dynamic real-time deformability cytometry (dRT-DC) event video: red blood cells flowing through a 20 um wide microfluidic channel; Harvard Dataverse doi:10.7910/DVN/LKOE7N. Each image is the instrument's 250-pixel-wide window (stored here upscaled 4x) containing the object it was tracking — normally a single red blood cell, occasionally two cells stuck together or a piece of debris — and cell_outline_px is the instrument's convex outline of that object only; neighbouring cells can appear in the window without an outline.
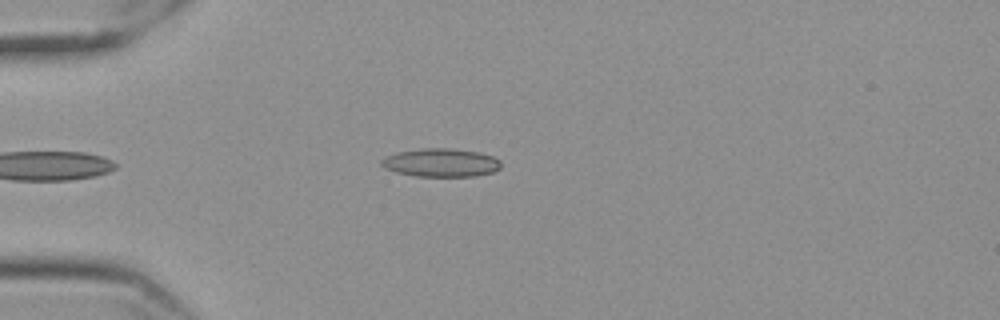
{"species": "Egyptian fruit bat (a non-hibernating species)", "species_latin": "Rousettus aegyptiacus", "temperature_condition": "cold", "stored_images_in_passage": 40, "camera_frame_rate_fps": 3000, "um_per_image_px": 0.085, "frame": {"image": 1, "passage_image": 2, "time_ms": 0.333, "image_size_px": [1000, 320], "cell_outline_px": [[500, 168], [492, 172], [476, 176], [416, 176], [396, 172], [384, 168], [380, 164], [380, 160], [388, 156], [400, 152], [424, 148], [448, 148], [476, 152], [492, 156], [500, 160]], "centroid_in_image_um": [37.47, 13.83], "position_along_channel_um": 47.5, "area_um2": 19.48}}
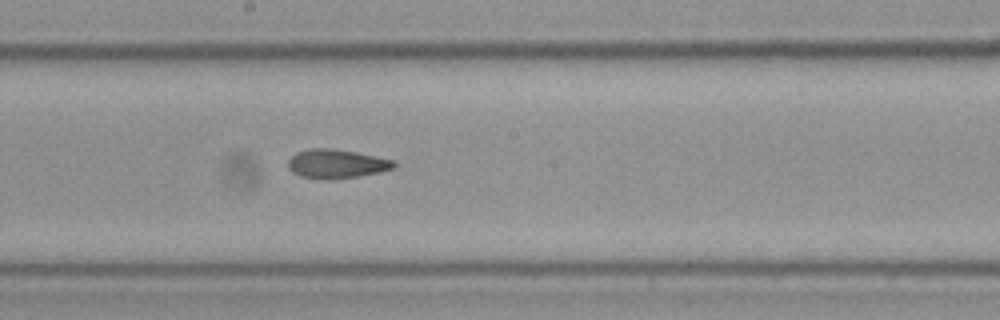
{"frame": {"image": 2, "passage_image": 18, "time_ms": 5.667, "image_size_px": [1000, 320], "cell_outline_px": [[396, 164], [392, 168], [380, 172], [332, 180], [320, 180], [300, 176], [292, 172], [288, 168], [288, 160], [296, 152], [312, 148], [332, 148], [356, 152], [396, 160]], "centroid_in_image_um": [28.58, 13.93], "position_along_channel_um": 219.6, "area_um2": 18.03}}
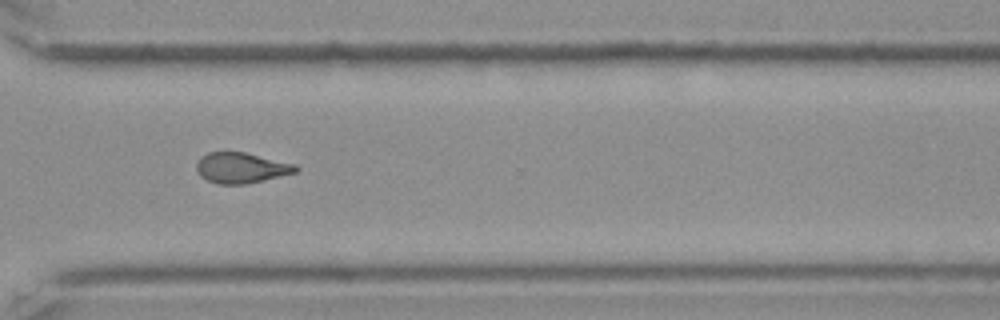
{"frame": {"image": 3, "passage_image": 29, "time_ms": 9.333, "image_size_px": [1000, 320], "cell_outline_px": [[300, 168], [296, 172], [264, 180], [244, 184], [220, 184], [208, 180], [200, 176], [196, 168], [196, 164], [200, 156], [208, 152], [244, 152], [296, 164]], "centroid_in_image_um": [20.5, 14.26], "position_along_channel_um": 350.1, "area_um2": 17.63}, "authors_computed_cell_mechanics": {"area_um2": 18.1492, "velocity_mm_per_s": 3.571, "shape_relaxation_time_tau1_ms": null, "shape_relaxation_time_tau2_ms": 3.6813, "deformation_change_tau1": null, "deformation_change_tau2": 0.1065}}